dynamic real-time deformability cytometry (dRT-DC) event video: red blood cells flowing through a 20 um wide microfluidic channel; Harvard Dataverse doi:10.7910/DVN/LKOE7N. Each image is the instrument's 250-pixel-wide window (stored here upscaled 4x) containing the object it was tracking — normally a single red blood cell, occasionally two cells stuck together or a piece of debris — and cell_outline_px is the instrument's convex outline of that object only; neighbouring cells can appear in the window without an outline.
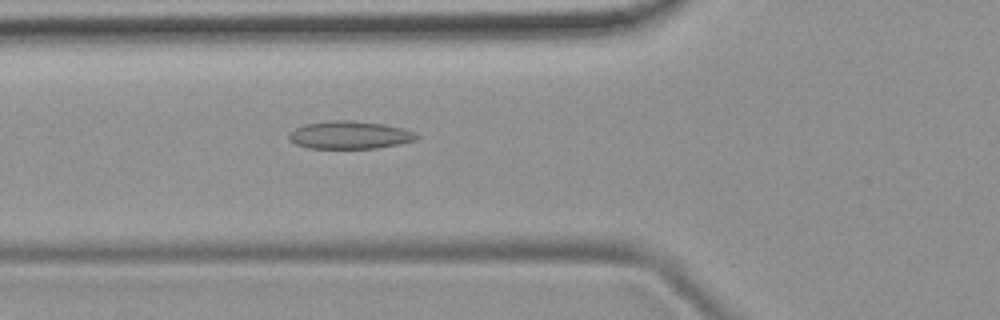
{"species": "common noctule bat (a hibernating species)", "species_latin": "Nyctalus noctula", "temperature_condition": "room temperature", "stored_images_in_passage": 35, "camera_frame_rate_fps": 3000, "um_per_image_px": 0.085, "animal": {"sex": "female", "body_mass_g": 19.9}, "frame": {"image": 1, "passage_image": 9, "time_ms": 2.667, "image_size_px": [1000, 320], "cell_outline_px": [[420, 136], [416, 140], [400, 144], [376, 148], [308, 148], [296, 144], [288, 136], [288, 132], [304, 124], [332, 120], [352, 120], [384, 124], [404, 128]], "centroid_in_image_um": [29.74, 11.47], "position_along_channel_um": 96.1, "area_um2": 20.69}}
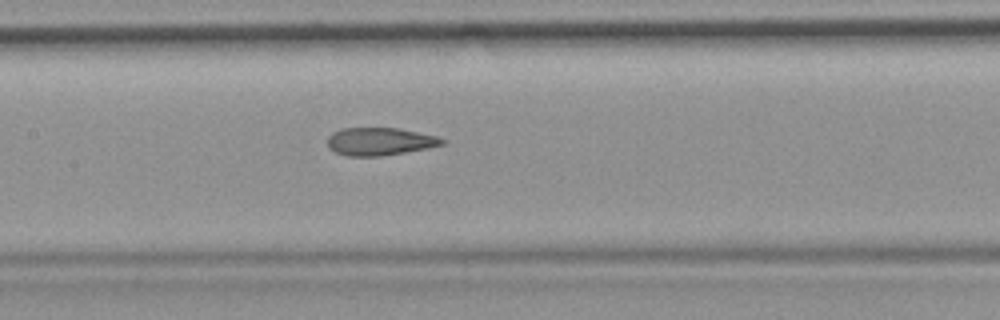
{"frame": {"image": 2, "passage_image": 15, "time_ms": 4.667, "image_size_px": [1000, 320], "cell_outline_px": [[448, 140], [444, 144], [428, 148], [380, 156], [348, 156], [336, 152], [328, 148], [328, 136], [332, 132], [340, 128], [396, 128], [436, 136]], "centroid_in_image_um": [32.26, 12.02], "position_along_channel_um": 175.1, "area_um2": 18.5}}
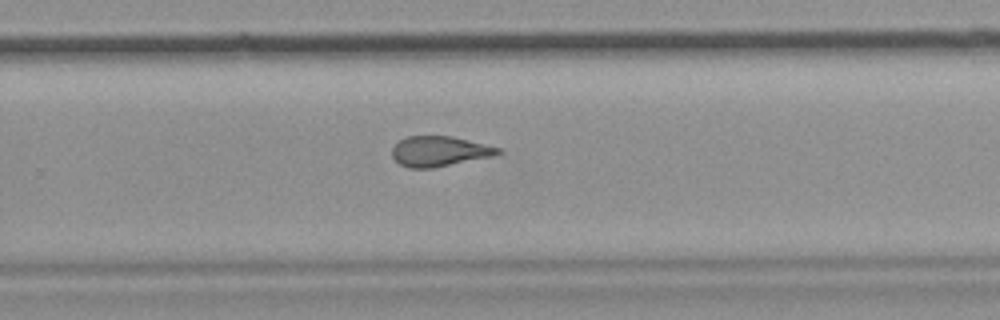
{"frame": {"image": 3, "passage_image": 24, "time_ms": 7.667, "image_size_px": [1000, 320], "cell_outline_px": [[504, 152], [492, 156], [432, 168], [408, 168], [400, 164], [392, 156], [392, 148], [400, 140], [408, 136], [452, 136], [500, 148]], "centroid_in_image_um": [37.34, 12.86], "position_along_channel_um": 292.5, "area_um2": 18.44}, "authors_computed_cell_mechanics": {"area_um2": 19.3052, "velocity_mm_per_s": 3.9361, "shape_relaxation_time_tau1_ms": null, "shape_relaxation_time_tau2_ms": 1.2047, "deformation_change_tau1": null, "deformation_change_tau2": 0.0866}}